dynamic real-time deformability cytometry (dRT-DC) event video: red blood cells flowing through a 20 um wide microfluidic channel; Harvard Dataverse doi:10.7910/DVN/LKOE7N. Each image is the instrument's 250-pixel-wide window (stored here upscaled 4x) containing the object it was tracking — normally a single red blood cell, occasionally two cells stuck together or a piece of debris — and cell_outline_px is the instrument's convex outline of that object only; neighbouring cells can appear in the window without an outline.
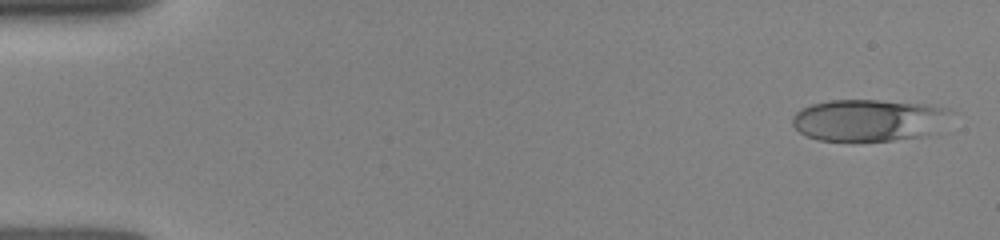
{"species": "human", "species_latin": "Homo sapiens", "temperature_condition": "room temperature", "stored_images_in_passage": 26, "camera_frame_rate_fps": 3000, "um_per_image_px": 0.085, "donor": {"sex": "female"}, "frame": {"image": 1, "passage_image": 1, "time_ms": 0.0, "image_size_px": [1000, 240], "cell_outline_px": [[952, 112], [928, 136], [892, 140], [820, 140], [808, 136], [800, 132], [792, 124], [792, 116], [800, 108], [812, 104], [828, 100], [876, 100], [924, 104], [948, 108]], "centroid_in_image_um": [73.79, 10.2], "position_along_channel_um": 11.2, "area_um2": 38.26}}
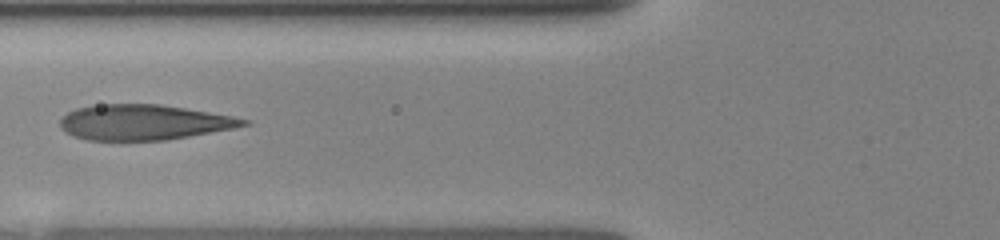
{"frame": {"image": 2, "passage_image": 11, "time_ms": 5.667, "image_size_px": [1000, 240], "cell_outline_px": [[252, 124], [232, 128], [168, 140], [84, 140], [72, 136], [64, 132], [60, 128], [60, 120], [68, 112], [76, 108], [100, 104], [160, 104], [232, 116], [252, 120]], "centroid_in_image_um": [12.19, 10.4], "position_along_channel_um": 113.6, "area_um2": 37.8}}
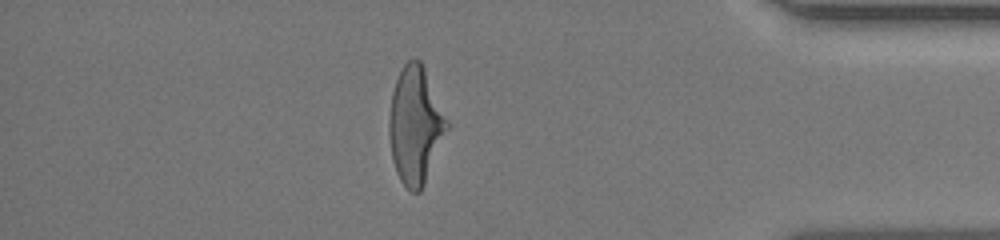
{"frame": {"image": 3, "passage_image": 23, "time_ms": 13.333, "image_size_px": [1000, 240], "cell_outline_px": [[448, 128], [424, 184], [420, 192], [412, 192], [400, 180], [396, 172], [392, 156], [388, 136], [388, 120], [392, 92], [396, 80], [404, 64], [412, 56], [420, 60], [424, 68], [448, 120]], "centroid_in_image_um": [35.28, 10.63], "position_along_channel_um": 399.9, "area_um2": 39.07}}